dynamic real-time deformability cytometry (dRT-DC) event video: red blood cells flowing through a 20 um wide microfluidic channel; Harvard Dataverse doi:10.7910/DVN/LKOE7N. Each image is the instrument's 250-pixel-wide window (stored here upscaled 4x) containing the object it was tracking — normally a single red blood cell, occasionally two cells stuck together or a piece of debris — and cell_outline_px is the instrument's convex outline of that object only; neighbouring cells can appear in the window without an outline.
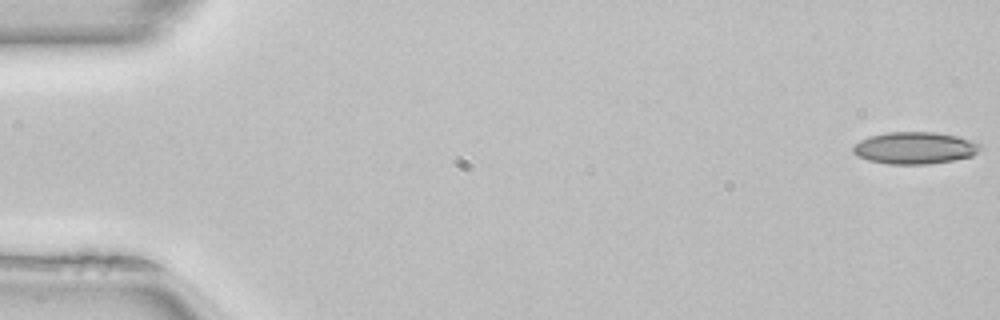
{"species": "common noctule bat (a hibernating species)", "species_latin": "Nyctalus noctula", "temperature_condition": "room temperature", "stored_images_in_passage": 51, "camera_frame_rate_fps": 3000, "um_per_image_px": 0.085, "animal": {"sex": "female", "body_mass_g": 22.7, "forearm_length_mm": 54.2}, "frame": {"image": 1, "passage_image": 1, "time_ms": 0.0, "image_size_px": [1000, 320], "cell_outline_px": [[984, 148], [972, 156], [952, 160], [928, 164], [888, 164], [868, 160], [856, 156], [852, 152], [852, 148], [860, 140], [868, 136], [888, 132], [936, 132], [956, 136], [972, 140], [984, 144]], "centroid_in_image_um": [77.78, 12.57], "position_along_channel_um": 7.2, "area_um2": 23.99}}
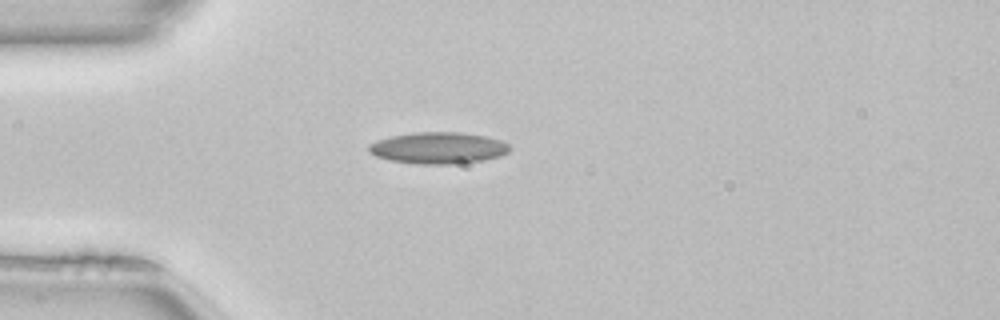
{"frame": {"image": 2, "passage_image": 14, "time_ms": 4.333, "image_size_px": [1000, 320], "cell_outline_px": [[512, 148], [508, 152], [500, 156], [484, 160], [448, 164], [416, 164], [392, 160], [376, 156], [368, 152], [368, 144], [376, 140], [392, 136], [412, 132], [460, 132], [488, 136], [500, 140], [508, 144]], "centroid_in_image_um": [37.25, 12.56], "position_along_channel_um": 47.7, "area_um2": 26.01}}
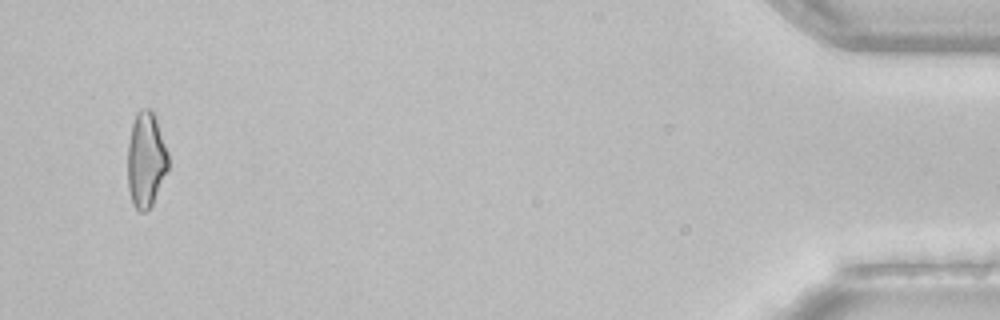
{"frame": {"image": 3, "passage_image": 49, "time_ms": 16.0, "image_size_px": [1000, 320], "cell_outline_px": [[168, 168], [152, 204], [144, 212], [140, 212], [132, 204], [128, 188], [128, 144], [132, 124], [136, 112], [140, 108], [148, 108], [152, 112], [156, 120], [168, 152]], "centroid_in_image_um": [12.39, 13.58], "position_along_channel_um": 422.8, "area_um2": 22.31}, "authors_computed_cell_mechanics": {"area_um2": 23.7558, "velocity_mm_per_s": 4.0731, "shape_relaxation_time_tau1_ms": null, "shape_relaxation_time_tau2_ms": 3.2533, "deformation_change_tau1": null, "deformation_change_tau2": 0.1116}}